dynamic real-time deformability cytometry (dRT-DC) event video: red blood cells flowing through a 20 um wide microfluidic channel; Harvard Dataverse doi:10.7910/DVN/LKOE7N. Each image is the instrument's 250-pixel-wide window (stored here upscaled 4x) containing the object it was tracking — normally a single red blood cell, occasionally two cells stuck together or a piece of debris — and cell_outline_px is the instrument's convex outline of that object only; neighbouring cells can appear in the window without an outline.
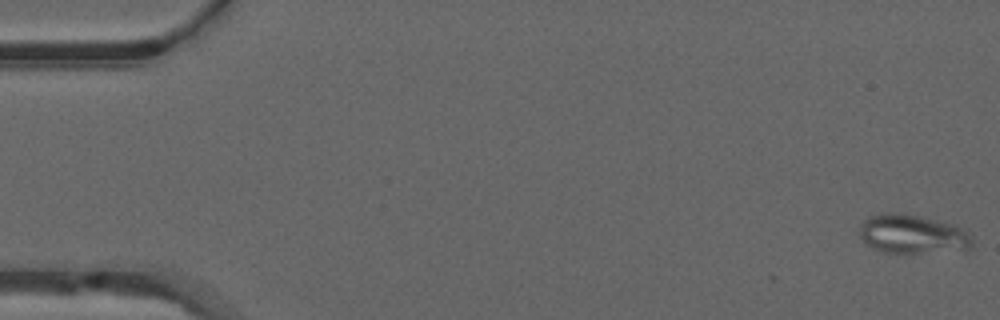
{"species": "common noctule bat (a hibernating species)", "species_latin": "Nyctalus noctula", "temperature_condition": "warm", "stored_images_in_passage": 14, "camera_frame_rate_fps": 3000, "um_per_image_px": 0.085, "animal": {"sex": "male", "forearm_length_mm": 52.5}, "frame": {"image": 1, "passage_image": 1, "time_ms": 0.0, "image_size_px": [1000, 320], "cell_outline_px": [[972, 248], [964, 252], [884, 252], [872, 248], [860, 236], [860, 224], [868, 216], [892, 212], [900, 212], [920, 216], [948, 224], [960, 228], [972, 236]], "centroid_in_image_um": [77.59, 19.92], "position_along_channel_um": 7.4, "area_um2": 25.55}}